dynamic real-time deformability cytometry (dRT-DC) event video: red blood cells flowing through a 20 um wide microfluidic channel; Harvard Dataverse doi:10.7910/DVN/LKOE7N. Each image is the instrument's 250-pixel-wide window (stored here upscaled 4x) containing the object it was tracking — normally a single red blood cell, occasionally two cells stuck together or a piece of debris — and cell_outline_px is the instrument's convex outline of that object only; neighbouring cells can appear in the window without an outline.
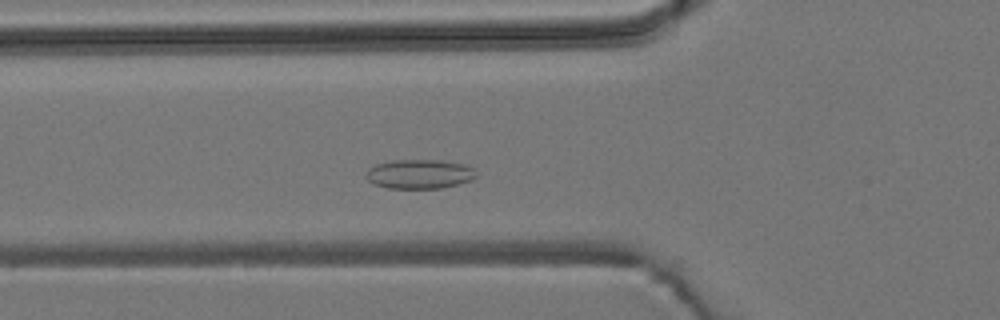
{"species": "common noctule bat (a hibernating species)", "species_latin": "Nyctalus noctula", "temperature_condition": "room temperature", "stored_images_in_passage": 32, "camera_frame_rate_fps": 3000, "um_per_image_px": 0.085, "animal": {"sex": "male", "body_mass_g": 19.2, "forearm_length_mm": 51.8}, "frame": {"image": 1, "passage_image": 5, "time_ms": 1.333, "image_size_px": [1000, 320], "cell_outline_px": [[476, 176], [472, 180], [440, 188], [388, 188], [376, 184], [368, 180], [364, 176], [368, 168], [376, 164], [392, 160], [440, 160], [464, 164], [472, 168], [476, 172]], "centroid_in_image_um": [35.63, 14.78], "position_along_channel_um": 90.2, "area_um2": 18.73}}
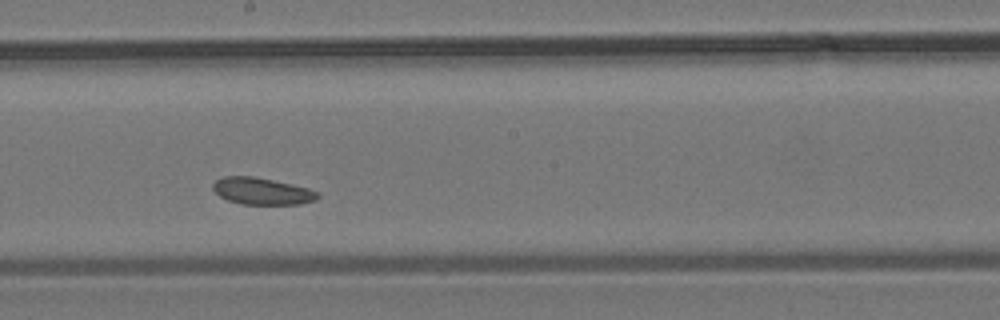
{"frame": {"image": 2, "passage_image": 16, "time_ms": 5.0, "image_size_px": [1000, 320], "cell_outline_px": [[320, 196], [316, 200], [300, 204], [240, 204], [228, 200], [220, 196], [212, 188], [212, 184], [216, 180], [224, 176], [256, 176], [308, 188], [316, 192]], "centroid_in_image_um": [22.25, 16.24], "position_along_channel_um": 226.0, "area_um2": 16.36}}
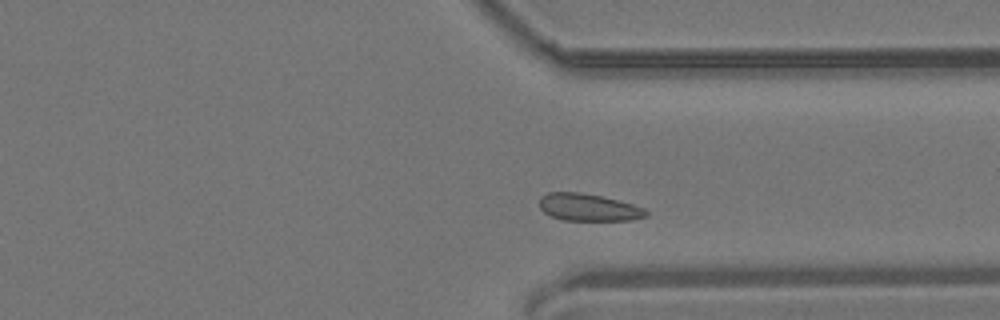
{"frame": {"image": 3, "passage_image": 27, "time_ms": 8.667, "image_size_px": [1000, 320], "cell_outline_px": [[648, 216], [632, 220], [564, 220], [552, 216], [544, 212], [540, 208], [540, 196], [548, 192], [580, 192], [600, 196], [632, 204], [644, 208], [648, 212]], "centroid_in_image_um": [50.02, 17.62], "position_along_channel_um": 361.4, "area_um2": 16.82}, "authors_computed_cell_mechanics": {"area_um2": 17.2822, "velocity_mm_per_s": 3.7018, "shape_relaxation_time_tau1_ms": null, "shape_relaxation_time_tau2_ms": 4.35, "deformation_change_tau1": null, "deformation_change_tau2": 0.064}}